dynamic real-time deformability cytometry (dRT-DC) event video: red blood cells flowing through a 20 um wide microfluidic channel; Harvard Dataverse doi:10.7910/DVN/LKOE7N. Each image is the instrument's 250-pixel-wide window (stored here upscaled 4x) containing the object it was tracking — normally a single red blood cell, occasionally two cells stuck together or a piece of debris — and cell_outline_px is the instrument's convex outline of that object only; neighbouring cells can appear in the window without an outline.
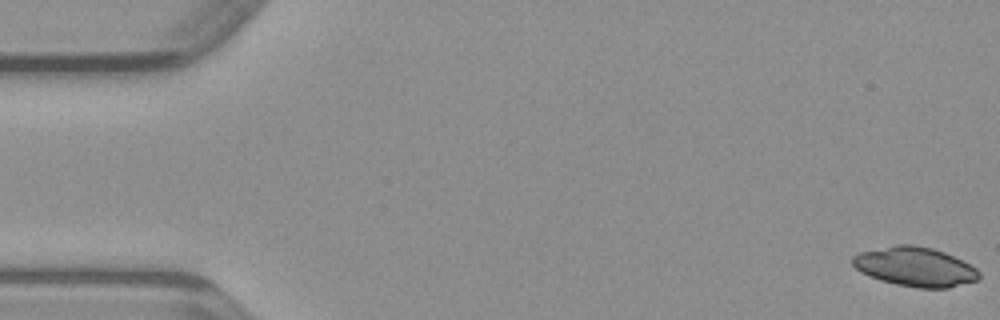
{"species": "common noctule bat (a hibernating species)", "species_latin": "Nyctalus noctula", "temperature_condition": "warm", "stored_images_in_passage": 48, "camera_frame_rate_fps": 3000, "um_per_image_px": 0.085, "animal": {"sex": "male", "body_mass_g": 23.1, "forearm_length_mm": 52.7}, "frame": {"image": 1, "passage_image": 1, "time_ms": 0.0, "image_size_px": [1000, 320], "cell_outline_px": [[980, 280], [948, 288], [920, 288], [896, 284], [880, 280], [860, 272], [852, 264], [852, 256], [860, 252], [896, 244], [912, 244], [932, 248], [944, 252], [976, 268], [980, 272]], "centroid_in_image_um": [77.78, 22.68], "position_along_channel_um": 7.2, "area_um2": 28.96}}
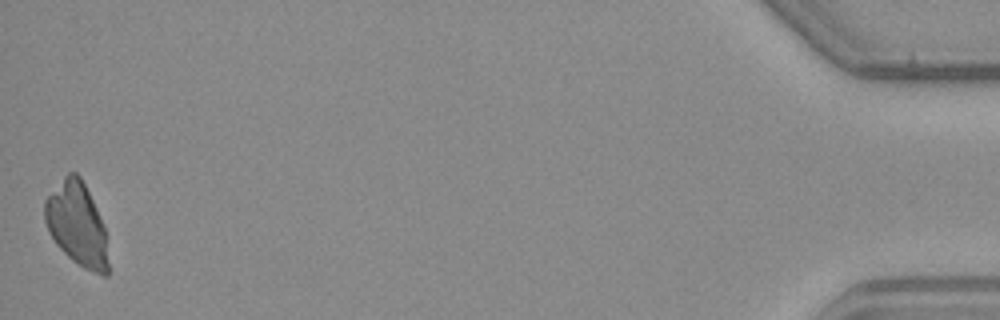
{"frame": {"image": 2, "passage_image": 48, "time_ms": 15.667, "image_size_px": [1000, 320], "cell_outline_px": [[108, 276], [104, 276], [84, 268], [72, 260], [56, 244], [44, 220], [44, 200], [64, 176], [68, 172], [76, 172], [80, 176], [92, 200], [104, 228], [108, 264]], "centroid_in_image_um": [6.52, 19.06], "position_along_channel_um": 428.7, "area_um2": 30.29}}